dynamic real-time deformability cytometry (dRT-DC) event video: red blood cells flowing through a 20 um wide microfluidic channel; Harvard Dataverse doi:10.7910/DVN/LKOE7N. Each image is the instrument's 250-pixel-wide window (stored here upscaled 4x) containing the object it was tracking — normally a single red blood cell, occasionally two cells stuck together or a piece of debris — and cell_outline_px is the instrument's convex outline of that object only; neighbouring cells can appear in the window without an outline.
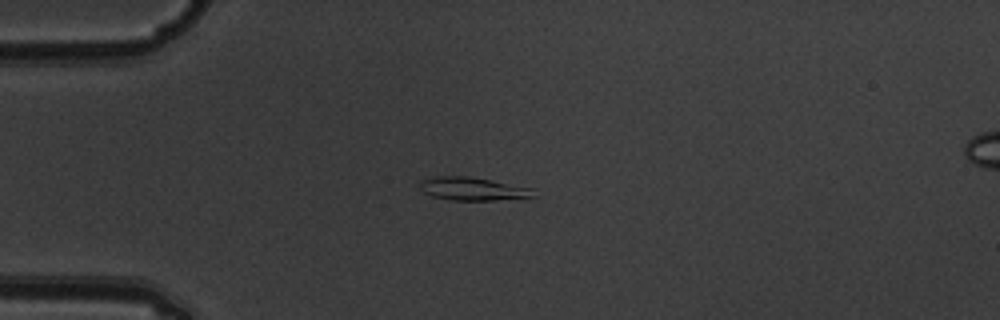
{"species": "common noctule bat (a hibernating species)", "species_latin": "Nyctalus noctula", "temperature_condition": "warm", "stored_images_in_passage": 14, "camera_frame_rate_fps": 3000, "um_per_image_px": 0.085, "animal": {"sex": "male", "body_mass_g": 19.5, "forearm_length_mm": 54.6}, "frame": {"image": 1, "passage_image": 3, "time_ms": 0.667, "image_size_px": [1000, 320], "cell_outline_px": [[536, 196], [528, 200], [452, 200], [432, 196], [424, 192], [420, 188], [420, 180], [432, 176], [468, 176], [532, 188]], "centroid_in_image_um": [40.26, 16.07], "position_along_channel_um": 44.7, "area_um2": 15.66}}
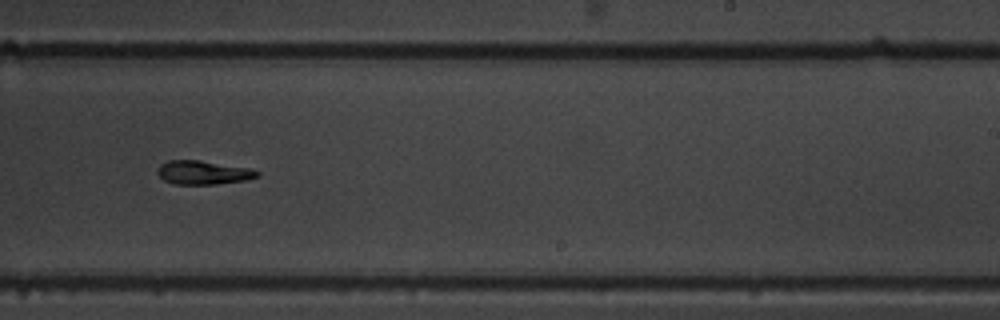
{"frame": {"image": 2, "passage_image": 9, "time_ms": 2.667, "image_size_px": [1000, 320], "cell_outline_px": [[260, 176], [248, 180], [216, 184], [172, 184], [164, 180], [156, 172], [160, 164], [168, 160], [200, 160], [248, 168], [260, 172]], "centroid_in_image_um": [17.27, 14.67], "position_along_channel_um": 271.7, "area_um2": 13.87}}
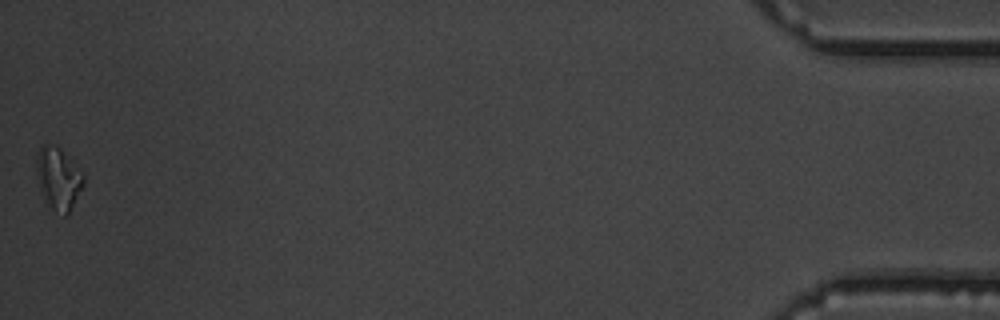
{"frame": {"image": 3, "passage_image": 14, "time_ms": 4.333, "image_size_px": [1000, 320], "cell_outline_px": [[84, 184], [68, 216], [64, 216], [52, 208], [44, 200], [40, 192], [36, 172], [36, 152], [40, 144], [56, 144], [84, 172]], "centroid_in_image_um": [4.95, 15.14], "position_along_channel_um": 430.3, "area_um2": 17.57}}